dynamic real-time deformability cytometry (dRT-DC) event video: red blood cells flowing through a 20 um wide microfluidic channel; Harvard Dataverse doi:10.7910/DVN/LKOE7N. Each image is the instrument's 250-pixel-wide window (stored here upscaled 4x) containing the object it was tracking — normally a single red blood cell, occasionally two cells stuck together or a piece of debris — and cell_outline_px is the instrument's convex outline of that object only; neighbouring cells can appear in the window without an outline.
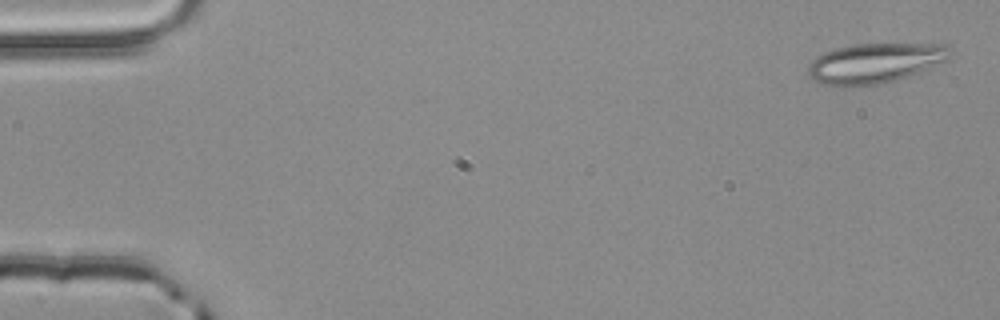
{"species": "common noctule bat (a hibernating species)", "species_latin": "Nyctalus noctula", "temperature_condition": "room temperature", "stored_images_in_passage": 5, "camera_frame_rate_fps": 3000, "um_per_image_px": 0.085, "animal": {"sex": "male", "body_mass_g": 20.4}, "frame": {"image": 1, "passage_image": 1, "time_ms": 0.0, "image_size_px": [1000, 320], "cell_outline_px": [[948, 60], [908, 76], [884, 84], [824, 84], [816, 80], [808, 72], [808, 64], [816, 56], [824, 52], [836, 48], [856, 44], [944, 44], [948, 48]], "centroid_in_image_um": [74.37, 5.34], "position_along_channel_um": 10.6, "area_um2": 32.19}}